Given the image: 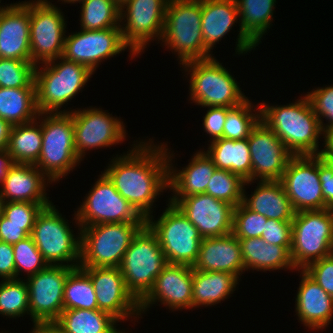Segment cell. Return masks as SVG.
Returning <instances> with one entry per match:
<instances>
[{
  "mask_svg": "<svg viewBox=\"0 0 333 333\" xmlns=\"http://www.w3.org/2000/svg\"><path fill=\"white\" fill-rule=\"evenodd\" d=\"M150 141L136 140L127 154L116 155L103 171L120 195L145 219L151 216L157 196L169 188L167 144L154 145Z\"/></svg>",
  "mask_w": 333,
  "mask_h": 333,
  "instance_id": "1",
  "label": "cell"
},
{
  "mask_svg": "<svg viewBox=\"0 0 333 333\" xmlns=\"http://www.w3.org/2000/svg\"><path fill=\"white\" fill-rule=\"evenodd\" d=\"M261 121L284 143L293 156L321 155L319 137L324 138L320 121L307 95L287 105L260 104Z\"/></svg>",
  "mask_w": 333,
  "mask_h": 333,
  "instance_id": "2",
  "label": "cell"
},
{
  "mask_svg": "<svg viewBox=\"0 0 333 333\" xmlns=\"http://www.w3.org/2000/svg\"><path fill=\"white\" fill-rule=\"evenodd\" d=\"M202 0H169L161 41L178 55L180 65L212 56L205 47L201 30Z\"/></svg>",
  "mask_w": 333,
  "mask_h": 333,
  "instance_id": "3",
  "label": "cell"
},
{
  "mask_svg": "<svg viewBox=\"0 0 333 333\" xmlns=\"http://www.w3.org/2000/svg\"><path fill=\"white\" fill-rule=\"evenodd\" d=\"M42 64H44L42 68L36 65L35 69L38 111L39 113H63L60 110L62 106L82 91L94 72L81 63L69 61L63 57Z\"/></svg>",
  "mask_w": 333,
  "mask_h": 333,
  "instance_id": "4",
  "label": "cell"
},
{
  "mask_svg": "<svg viewBox=\"0 0 333 333\" xmlns=\"http://www.w3.org/2000/svg\"><path fill=\"white\" fill-rule=\"evenodd\" d=\"M37 119L42 148L35 166L52 183L58 182L81 162L75 150L73 118L70 113H39Z\"/></svg>",
  "mask_w": 333,
  "mask_h": 333,
  "instance_id": "5",
  "label": "cell"
},
{
  "mask_svg": "<svg viewBox=\"0 0 333 333\" xmlns=\"http://www.w3.org/2000/svg\"><path fill=\"white\" fill-rule=\"evenodd\" d=\"M190 76V99L201 107H235L248 98L239 83L216 57L191 60L183 64Z\"/></svg>",
  "mask_w": 333,
  "mask_h": 333,
  "instance_id": "6",
  "label": "cell"
},
{
  "mask_svg": "<svg viewBox=\"0 0 333 333\" xmlns=\"http://www.w3.org/2000/svg\"><path fill=\"white\" fill-rule=\"evenodd\" d=\"M333 253V208L300 211L292 220L290 255L296 271Z\"/></svg>",
  "mask_w": 333,
  "mask_h": 333,
  "instance_id": "7",
  "label": "cell"
},
{
  "mask_svg": "<svg viewBox=\"0 0 333 333\" xmlns=\"http://www.w3.org/2000/svg\"><path fill=\"white\" fill-rule=\"evenodd\" d=\"M167 264L157 236L145 225L133 237L119 268L128 290L140 302Z\"/></svg>",
  "mask_w": 333,
  "mask_h": 333,
  "instance_id": "8",
  "label": "cell"
},
{
  "mask_svg": "<svg viewBox=\"0 0 333 333\" xmlns=\"http://www.w3.org/2000/svg\"><path fill=\"white\" fill-rule=\"evenodd\" d=\"M146 223H109L80 230L81 268L119 267L133 237Z\"/></svg>",
  "mask_w": 333,
  "mask_h": 333,
  "instance_id": "9",
  "label": "cell"
},
{
  "mask_svg": "<svg viewBox=\"0 0 333 333\" xmlns=\"http://www.w3.org/2000/svg\"><path fill=\"white\" fill-rule=\"evenodd\" d=\"M70 228L53 203L37 215L31 237L48 265L79 267L81 237Z\"/></svg>",
  "mask_w": 333,
  "mask_h": 333,
  "instance_id": "10",
  "label": "cell"
},
{
  "mask_svg": "<svg viewBox=\"0 0 333 333\" xmlns=\"http://www.w3.org/2000/svg\"><path fill=\"white\" fill-rule=\"evenodd\" d=\"M167 206L158 220H154L153 215L149 216L146 225L157 236L169 264L193 267L203 238L175 205L168 202Z\"/></svg>",
  "mask_w": 333,
  "mask_h": 333,
  "instance_id": "11",
  "label": "cell"
},
{
  "mask_svg": "<svg viewBox=\"0 0 333 333\" xmlns=\"http://www.w3.org/2000/svg\"><path fill=\"white\" fill-rule=\"evenodd\" d=\"M82 227L109 223H146V219L115 189L103 172L90 189L74 217Z\"/></svg>",
  "mask_w": 333,
  "mask_h": 333,
  "instance_id": "12",
  "label": "cell"
},
{
  "mask_svg": "<svg viewBox=\"0 0 333 333\" xmlns=\"http://www.w3.org/2000/svg\"><path fill=\"white\" fill-rule=\"evenodd\" d=\"M168 1L128 0L120 7V23L126 22L120 24V29L129 46L130 58L141 55L151 40L160 41Z\"/></svg>",
  "mask_w": 333,
  "mask_h": 333,
  "instance_id": "13",
  "label": "cell"
},
{
  "mask_svg": "<svg viewBox=\"0 0 333 333\" xmlns=\"http://www.w3.org/2000/svg\"><path fill=\"white\" fill-rule=\"evenodd\" d=\"M66 22L60 7L48 0L30 1L31 63L40 65L62 57Z\"/></svg>",
  "mask_w": 333,
  "mask_h": 333,
  "instance_id": "14",
  "label": "cell"
},
{
  "mask_svg": "<svg viewBox=\"0 0 333 333\" xmlns=\"http://www.w3.org/2000/svg\"><path fill=\"white\" fill-rule=\"evenodd\" d=\"M63 113L72 115L75 150L81 161L87 153L85 151L110 147L121 143L126 138L123 121L112 114L109 115L106 110L89 107L82 110L64 109Z\"/></svg>",
  "mask_w": 333,
  "mask_h": 333,
  "instance_id": "15",
  "label": "cell"
},
{
  "mask_svg": "<svg viewBox=\"0 0 333 333\" xmlns=\"http://www.w3.org/2000/svg\"><path fill=\"white\" fill-rule=\"evenodd\" d=\"M280 181L295 213L329 208L319 180L318 155L292 156Z\"/></svg>",
  "mask_w": 333,
  "mask_h": 333,
  "instance_id": "16",
  "label": "cell"
},
{
  "mask_svg": "<svg viewBox=\"0 0 333 333\" xmlns=\"http://www.w3.org/2000/svg\"><path fill=\"white\" fill-rule=\"evenodd\" d=\"M74 268L48 265L44 270L29 276V314L33 323L55 322L63 311L64 285Z\"/></svg>",
  "mask_w": 333,
  "mask_h": 333,
  "instance_id": "17",
  "label": "cell"
},
{
  "mask_svg": "<svg viewBox=\"0 0 333 333\" xmlns=\"http://www.w3.org/2000/svg\"><path fill=\"white\" fill-rule=\"evenodd\" d=\"M65 36L62 57L81 63L93 72L102 60L125 51L129 46L124 42L120 28L83 30Z\"/></svg>",
  "mask_w": 333,
  "mask_h": 333,
  "instance_id": "18",
  "label": "cell"
},
{
  "mask_svg": "<svg viewBox=\"0 0 333 333\" xmlns=\"http://www.w3.org/2000/svg\"><path fill=\"white\" fill-rule=\"evenodd\" d=\"M90 277L98 309L118 321L139 318V301L128 290L119 267L82 268ZM136 315V316H135Z\"/></svg>",
  "mask_w": 333,
  "mask_h": 333,
  "instance_id": "19",
  "label": "cell"
},
{
  "mask_svg": "<svg viewBox=\"0 0 333 333\" xmlns=\"http://www.w3.org/2000/svg\"><path fill=\"white\" fill-rule=\"evenodd\" d=\"M250 158L252 163V181L281 180L289 159L293 156L284 143L263 122L252 129L248 137Z\"/></svg>",
  "mask_w": 333,
  "mask_h": 333,
  "instance_id": "20",
  "label": "cell"
},
{
  "mask_svg": "<svg viewBox=\"0 0 333 333\" xmlns=\"http://www.w3.org/2000/svg\"><path fill=\"white\" fill-rule=\"evenodd\" d=\"M174 205L198 229L202 238L232 233L234 206L225 201L202 193L183 197Z\"/></svg>",
  "mask_w": 333,
  "mask_h": 333,
  "instance_id": "21",
  "label": "cell"
},
{
  "mask_svg": "<svg viewBox=\"0 0 333 333\" xmlns=\"http://www.w3.org/2000/svg\"><path fill=\"white\" fill-rule=\"evenodd\" d=\"M193 267L184 264H167L156 277L153 288L139 302V311L145 313L156 302L172 311L192 310Z\"/></svg>",
  "mask_w": 333,
  "mask_h": 333,
  "instance_id": "22",
  "label": "cell"
},
{
  "mask_svg": "<svg viewBox=\"0 0 333 333\" xmlns=\"http://www.w3.org/2000/svg\"><path fill=\"white\" fill-rule=\"evenodd\" d=\"M8 5L0 14V58L31 62L30 1Z\"/></svg>",
  "mask_w": 333,
  "mask_h": 333,
  "instance_id": "23",
  "label": "cell"
},
{
  "mask_svg": "<svg viewBox=\"0 0 333 333\" xmlns=\"http://www.w3.org/2000/svg\"><path fill=\"white\" fill-rule=\"evenodd\" d=\"M48 183L52 182L35 165L13 164L0 183L2 200L52 204L46 192Z\"/></svg>",
  "mask_w": 333,
  "mask_h": 333,
  "instance_id": "24",
  "label": "cell"
},
{
  "mask_svg": "<svg viewBox=\"0 0 333 333\" xmlns=\"http://www.w3.org/2000/svg\"><path fill=\"white\" fill-rule=\"evenodd\" d=\"M166 150L169 163V190L175 194L168 201L174 205L183 197L205 193L207 185L217 169L206 152L203 150L196 152L189 164L177 171L171 161L174 154L168 152V148Z\"/></svg>",
  "mask_w": 333,
  "mask_h": 333,
  "instance_id": "25",
  "label": "cell"
},
{
  "mask_svg": "<svg viewBox=\"0 0 333 333\" xmlns=\"http://www.w3.org/2000/svg\"><path fill=\"white\" fill-rule=\"evenodd\" d=\"M239 13V34L236 54H245L261 43L273 20L276 0H235Z\"/></svg>",
  "mask_w": 333,
  "mask_h": 333,
  "instance_id": "26",
  "label": "cell"
},
{
  "mask_svg": "<svg viewBox=\"0 0 333 333\" xmlns=\"http://www.w3.org/2000/svg\"><path fill=\"white\" fill-rule=\"evenodd\" d=\"M194 270L243 274L244 262L238 238L233 234L203 238Z\"/></svg>",
  "mask_w": 333,
  "mask_h": 333,
  "instance_id": "27",
  "label": "cell"
},
{
  "mask_svg": "<svg viewBox=\"0 0 333 333\" xmlns=\"http://www.w3.org/2000/svg\"><path fill=\"white\" fill-rule=\"evenodd\" d=\"M295 300L298 320L311 330L328 327L333 318V298L326 293L304 270Z\"/></svg>",
  "mask_w": 333,
  "mask_h": 333,
  "instance_id": "28",
  "label": "cell"
},
{
  "mask_svg": "<svg viewBox=\"0 0 333 333\" xmlns=\"http://www.w3.org/2000/svg\"><path fill=\"white\" fill-rule=\"evenodd\" d=\"M245 183L242 203L267 219L292 221L295 211L280 180L259 181L251 197L246 196Z\"/></svg>",
  "mask_w": 333,
  "mask_h": 333,
  "instance_id": "29",
  "label": "cell"
},
{
  "mask_svg": "<svg viewBox=\"0 0 333 333\" xmlns=\"http://www.w3.org/2000/svg\"><path fill=\"white\" fill-rule=\"evenodd\" d=\"M245 270L273 271L293 269L291 246H278L266 243L261 237L238 239Z\"/></svg>",
  "mask_w": 333,
  "mask_h": 333,
  "instance_id": "30",
  "label": "cell"
},
{
  "mask_svg": "<svg viewBox=\"0 0 333 333\" xmlns=\"http://www.w3.org/2000/svg\"><path fill=\"white\" fill-rule=\"evenodd\" d=\"M201 18L204 47L210 53L240 19L235 0H202Z\"/></svg>",
  "mask_w": 333,
  "mask_h": 333,
  "instance_id": "31",
  "label": "cell"
},
{
  "mask_svg": "<svg viewBox=\"0 0 333 333\" xmlns=\"http://www.w3.org/2000/svg\"><path fill=\"white\" fill-rule=\"evenodd\" d=\"M206 154L217 169L231 171L245 182L252 181V163L247 139L220 138L210 142Z\"/></svg>",
  "mask_w": 333,
  "mask_h": 333,
  "instance_id": "32",
  "label": "cell"
},
{
  "mask_svg": "<svg viewBox=\"0 0 333 333\" xmlns=\"http://www.w3.org/2000/svg\"><path fill=\"white\" fill-rule=\"evenodd\" d=\"M240 279L232 273L193 269L192 309L221 303L233 294Z\"/></svg>",
  "mask_w": 333,
  "mask_h": 333,
  "instance_id": "33",
  "label": "cell"
},
{
  "mask_svg": "<svg viewBox=\"0 0 333 333\" xmlns=\"http://www.w3.org/2000/svg\"><path fill=\"white\" fill-rule=\"evenodd\" d=\"M38 115L36 87H0L1 119L14 126L32 122Z\"/></svg>",
  "mask_w": 333,
  "mask_h": 333,
  "instance_id": "34",
  "label": "cell"
},
{
  "mask_svg": "<svg viewBox=\"0 0 333 333\" xmlns=\"http://www.w3.org/2000/svg\"><path fill=\"white\" fill-rule=\"evenodd\" d=\"M67 333H120L115 325L119 321L112 315L97 310H63L55 321Z\"/></svg>",
  "mask_w": 333,
  "mask_h": 333,
  "instance_id": "35",
  "label": "cell"
},
{
  "mask_svg": "<svg viewBox=\"0 0 333 333\" xmlns=\"http://www.w3.org/2000/svg\"><path fill=\"white\" fill-rule=\"evenodd\" d=\"M38 123L36 119L12 126L7 150L14 164L37 163L42 148L41 123Z\"/></svg>",
  "mask_w": 333,
  "mask_h": 333,
  "instance_id": "36",
  "label": "cell"
},
{
  "mask_svg": "<svg viewBox=\"0 0 333 333\" xmlns=\"http://www.w3.org/2000/svg\"><path fill=\"white\" fill-rule=\"evenodd\" d=\"M70 309H98L92 281L80 266L68 274L64 285L63 310Z\"/></svg>",
  "mask_w": 333,
  "mask_h": 333,
  "instance_id": "37",
  "label": "cell"
},
{
  "mask_svg": "<svg viewBox=\"0 0 333 333\" xmlns=\"http://www.w3.org/2000/svg\"><path fill=\"white\" fill-rule=\"evenodd\" d=\"M81 4V29L120 28V6L114 0H85Z\"/></svg>",
  "mask_w": 333,
  "mask_h": 333,
  "instance_id": "38",
  "label": "cell"
},
{
  "mask_svg": "<svg viewBox=\"0 0 333 333\" xmlns=\"http://www.w3.org/2000/svg\"><path fill=\"white\" fill-rule=\"evenodd\" d=\"M255 108L256 106L249 99L238 106L230 108L225 119L223 138L229 140L248 139L252 129L261 120L260 105L257 106L256 110Z\"/></svg>",
  "mask_w": 333,
  "mask_h": 333,
  "instance_id": "39",
  "label": "cell"
},
{
  "mask_svg": "<svg viewBox=\"0 0 333 333\" xmlns=\"http://www.w3.org/2000/svg\"><path fill=\"white\" fill-rule=\"evenodd\" d=\"M0 314L8 318L29 314V295L26 281L8 279L0 282Z\"/></svg>",
  "mask_w": 333,
  "mask_h": 333,
  "instance_id": "40",
  "label": "cell"
},
{
  "mask_svg": "<svg viewBox=\"0 0 333 333\" xmlns=\"http://www.w3.org/2000/svg\"><path fill=\"white\" fill-rule=\"evenodd\" d=\"M244 183V180L231 171L216 169L205 193L236 207L242 202Z\"/></svg>",
  "mask_w": 333,
  "mask_h": 333,
  "instance_id": "41",
  "label": "cell"
},
{
  "mask_svg": "<svg viewBox=\"0 0 333 333\" xmlns=\"http://www.w3.org/2000/svg\"><path fill=\"white\" fill-rule=\"evenodd\" d=\"M35 69L28 61L0 58V87H35Z\"/></svg>",
  "mask_w": 333,
  "mask_h": 333,
  "instance_id": "42",
  "label": "cell"
},
{
  "mask_svg": "<svg viewBox=\"0 0 333 333\" xmlns=\"http://www.w3.org/2000/svg\"><path fill=\"white\" fill-rule=\"evenodd\" d=\"M15 260V279H19L20 273L26 272L27 278L44 270L48 264L35 245L31 235L13 244Z\"/></svg>",
  "mask_w": 333,
  "mask_h": 333,
  "instance_id": "43",
  "label": "cell"
},
{
  "mask_svg": "<svg viewBox=\"0 0 333 333\" xmlns=\"http://www.w3.org/2000/svg\"><path fill=\"white\" fill-rule=\"evenodd\" d=\"M267 223V218L248 209L242 202L234 207L232 233L238 238H259Z\"/></svg>",
  "mask_w": 333,
  "mask_h": 333,
  "instance_id": "44",
  "label": "cell"
},
{
  "mask_svg": "<svg viewBox=\"0 0 333 333\" xmlns=\"http://www.w3.org/2000/svg\"><path fill=\"white\" fill-rule=\"evenodd\" d=\"M51 204L33 202H3L1 213L16 225H24V231L31 235L37 215Z\"/></svg>",
  "mask_w": 333,
  "mask_h": 333,
  "instance_id": "45",
  "label": "cell"
},
{
  "mask_svg": "<svg viewBox=\"0 0 333 333\" xmlns=\"http://www.w3.org/2000/svg\"><path fill=\"white\" fill-rule=\"evenodd\" d=\"M312 104L313 110L320 121L322 130L326 133L333 130V85L316 88L306 94ZM328 120L326 124L323 119Z\"/></svg>",
  "mask_w": 333,
  "mask_h": 333,
  "instance_id": "46",
  "label": "cell"
},
{
  "mask_svg": "<svg viewBox=\"0 0 333 333\" xmlns=\"http://www.w3.org/2000/svg\"><path fill=\"white\" fill-rule=\"evenodd\" d=\"M303 270L333 298V253L312 262Z\"/></svg>",
  "mask_w": 333,
  "mask_h": 333,
  "instance_id": "47",
  "label": "cell"
},
{
  "mask_svg": "<svg viewBox=\"0 0 333 333\" xmlns=\"http://www.w3.org/2000/svg\"><path fill=\"white\" fill-rule=\"evenodd\" d=\"M261 238L269 244L291 246L292 221L267 219Z\"/></svg>",
  "mask_w": 333,
  "mask_h": 333,
  "instance_id": "48",
  "label": "cell"
},
{
  "mask_svg": "<svg viewBox=\"0 0 333 333\" xmlns=\"http://www.w3.org/2000/svg\"><path fill=\"white\" fill-rule=\"evenodd\" d=\"M230 107H208L203 117L204 132L209 134L211 142L223 138V129L227 111Z\"/></svg>",
  "mask_w": 333,
  "mask_h": 333,
  "instance_id": "49",
  "label": "cell"
},
{
  "mask_svg": "<svg viewBox=\"0 0 333 333\" xmlns=\"http://www.w3.org/2000/svg\"><path fill=\"white\" fill-rule=\"evenodd\" d=\"M318 175L325 204L333 208V165L328 163L322 155H318Z\"/></svg>",
  "mask_w": 333,
  "mask_h": 333,
  "instance_id": "50",
  "label": "cell"
},
{
  "mask_svg": "<svg viewBox=\"0 0 333 333\" xmlns=\"http://www.w3.org/2000/svg\"><path fill=\"white\" fill-rule=\"evenodd\" d=\"M29 235L24 231V225H16L0 213V241L8 244L18 243Z\"/></svg>",
  "mask_w": 333,
  "mask_h": 333,
  "instance_id": "51",
  "label": "cell"
},
{
  "mask_svg": "<svg viewBox=\"0 0 333 333\" xmlns=\"http://www.w3.org/2000/svg\"><path fill=\"white\" fill-rule=\"evenodd\" d=\"M0 278L15 279V260L13 245L0 241Z\"/></svg>",
  "mask_w": 333,
  "mask_h": 333,
  "instance_id": "52",
  "label": "cell"
},
{
  "mask_svg": "<svg viewBox=\"0 0 333 333\" xmlns=\"http://www.w3.org/2000/svg\"><path fill=\"white\" fill-rule=\"evenodd\" d=\"M32 329L31 333H67L56 322H37Z\"/></svg>",
  "mask_w": 333,
  "mask_h": 333,
  "instance_id": "53",
  "label": "cell"
},
{
  "mask_svg": "<svg viewBox=\"0 0 333 333\" xmlns=\"http://www.w3.org/2000/svg\"><path fill=\"white\" fill-rule=\"evenodd\" d=\"M324 140V146H322L324 149L321 155L328 163L333 165V130L325 133Z\"/></svg>",
  "mask_w": 333,
  "mask_h": 333,
  "instance_id": "54",
  "label": "cell"
},
{
  "mask_svg": "<svg viewBox=\"0 0 333 333\" xmlns=\"http://www.w3.org/2000/svg\"><path fill=\"white\" fill-rule=\"evenodd\" d=\"M12 159L7 149L0 150V183L7 175L9 168L13 165Z\"/></svg>",
  "mask_w": 333,
  "mask_h": 333,
  "instance_id": "55",
  "label": "cell"
},
{
  "mask_svg": "<svg viewBox=\"0 0 333 333\" xmlns=\"http://www.w3.org/2000/svg\"><path fill=\"white\" fill-rule=\"evenodd\" d=\"M11 128L8 122L0 118V150L8 148Z\"/></svg>",
  "mask_w": 333,
  "mask_h": 333,
  "instance_id": "56",
  "label": "cell"
},
{
  "mask_svg": "<svg viewBox=\"0 0 333 333\" xmlns=\"http://www.w3.org/2000/svg\"><path fill=\"white\" fill-rule=\"evenodd\" d=\"M60 1V0H59ZM62 2H64V3H77V2H79V3H82L83 1H85V0H61Z\"/></svg>",
  "mask_w": 333,
  "mask_h": 333,
  "instance_id": "57",
  "label": "cell"
},
{
  "mask_svg": "<svg viewBox=\"0 0 333 333\" xmlns=\"http://www.w3.org/2000/svg\"><path fill=\"white\" fill-rule=\"evenodd\" d=\"M120 7L124 5L128 0H114Z\"/></svg>",
  "mask_w": 333,
  "mask_h": 333,
  "instance_id": "58",
  "label": "cell"
},
{
  "mask_svg": "<svg viewBox=\"0 0 333 333\" xmlns=\"http://www.w3.org/2000/svg\"><path fill=\"white\" fill-rule=\"evenodd\" d=\"M2 205H3V200H2V195H1V192H0V213H1V210H2Z\"/></svg>",
  "mask_w": 333,
  "mask_h": 333,
  "instance_id": "59",
  "label": "cell"
},
{
  "mask_svg": "<svg viewBox=\"0 0 333 333\" xmlns=\"http://www.w3.org/2000/svg\"><path fill=\"white\" fill-rule=\"evenodd\" d=\"M0 3H1V0H0ZM3 6V7H2ZM0 5V14H1V11L5 8V6L4 5Z\"/></svg>",
  "mask_w": 333,
  "mask_h": 333,
  "instance_id": "60",
  "label": "cell"
}]
</instances>
